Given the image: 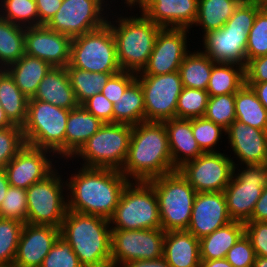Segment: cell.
I'll return each mask as SVG.
<instances>
[{
  "label": "cell",
  "instance_id": "cell-25",
  "mask_svg": "<svg viewBox=\"0 0 267 267\" xmlns=\"http://www.w3.org/2000/svg\"><path fill=\"white\" fill-rule=\"evenodd\" d=\"M163 258L170 267H200L199 239L187 230L165 232Z\"/></svg>",
  "mask_w": 267,
  "mask_h": 267
},
{
  "label": "cell",
  "instance_id": "cell-47",
  "mask_svg": "<svg viewBox=\"0 0 267 267\" xmlns=\"http://www.w3.org/2000/svg\"><path fill=\"white\" fill-rule=\"evenodd\" d=\"M256 254L245 233L229 249L225 259L233 267H253Z\"/></svg>",
  "mask_w": 267,
  "mask_h": 267
},
{
  "label": "cell",
  "instance_id": "cell-38",
  "mask_svg": "<svg viewBox=\"0 0 267 267\" xmlns=\"http://www.w3.org/2000/svg\"><path fill=\"white\" fill-rule=\"evenodd\" d=\"M0 17L25 28L39 26L35 0H0Z\"/></svg>",
  "mask_w": 267,
  "mask_h": 267
},
{
  "label": "cell",
  "instance_id": "cell-4",
  "mask_svg": "<svg viewBox=\"0 0 267 267\" xmlns=\"http://www.w3.org/2000/svg\"><path fill=\"white\" fill-rule=\"evenodd\" d=\"M262 8L256 2L243 0L221 29L202 35L203 49L200 51L216 63H233L246 67L248 33Z\"/></svg>",
  "mask_w": 267,
  "mask_h": 267
},
{
  "label": "cell",
  "instance_id": "cell-22",
  "mask_svg": "<svg viewBox=\"0 0 267 267\" xmlns=\"http://www.w3.org/2000/svg\"><path fill=\"white\" fill-rule=\"evenodd\" d=\"M232 222L223 192L197 193L193 203L188 232L201 239Z\"/></svg>",
  "mask_w": 267,
  "mask_h": 267
},
{
  "label": "cell",
  "instance_id": "cell-61",
  "mask_svg": "<svg viewBox=\"0 0 267 267\" xmlns=\"http://www.w3.org/2000/svg\"><path fill=\"white\" fill-rule=\"evenodd\" d=\"M121 1H124L125 4L126 2H131L132 0H121Z\"/></svg>",
  "mask_w": 267,
  "mask_h": 267
},
{
  "label": "cell",
  "instance_id": "cell-10",
  "mask_svg": "<svg viewBox=\"0 0 267 267\" xmlns=\"http://www.w3.org/2000/svg\"><path fill=\"white\" fill-rule=\"evenodd\" d=\"M66 67L98 73H118L116 42L110 26L72 38L70 62Z\"/></svg>",
  "mask_w": 267,
  "mask_h": 267
},
{
  "label": "cell",
  "instance_id": "cell-29",
  "mask_svg": "<svg viewBox=\"0 0 267 267\" xmlns=\"http://www.w3.org/2000/svg\"><path fill=\"white\" fill-rule=\"evenodd\" d=\"M244 234V223L232 221L199 239L200 259H224L229 249Z\"/></svg>",
  "mask_w": 267,
  "mask_h": 267
},
{
  "label": "cell",
  "instance_id": "cell-43",
  "mask_svg": "<svg viewBox=\"0 0 267 267\" xmlns=\"http://www.w3.org/2000/svg\"><path fill=\"white\" fill-rule=\"evenodd\" d=\"M246 55L247 63L251 59L267 55V7H263L257 13L248 33Z\"/></svg>",
  "mask_w": 267,
  "mask_h": 267
},
{
  "label": "cell",
  "instance_id": "cell-27",
  "mask_svg": "<svg viewBox=\"0 0 267 267\" xmlns=\"http://www.w3.org/2000/svg\"><path fill=\"white\" fill-rule=\"evenodd\" d=\"M82 105L70 110L65 131V160L69 161L103 125Z\"/></svg>",
  "mask_w": 267,
  "mask_h": 267
},
{
  "label": "cell",
  "instance_id": "cell-35",
  "mask_svg": "<svg viewBox=\"0 0 267 267\" xmlns=\"http://www.w3.org/2000/svg\"><path fill=\"white\" fill-rule=\"evenodd\" d=\"M235 114L236 120L267 131V109L246 83L235 93Z\"/></svg>",
  "mask_w": 267,
  "mask_h": 267
},
{
  "label": "cell",
  "instance_id": "cell-19",
  "mask_svg": "<svg viewBox=\"0 0 267 267\" xmlns=\"http://www.w3.org/2000/svg\"><path fill=\"white\" fill-rule=\"evenodd\" d=\"M125 6L131 11L139 7L140 12L161 28L190 29L198 14V0H132Z\"/></svg>",
  "mask_w": 267,
  "mask_h": 267
},
{
  "label": "cell",
  "instance_id": "cell-53",
  "mask_svg": "<svg viewBox=\"0 0 267 267\" xmlns=\"http://www.w3.org/2000/svg\"><path fill=\"white\" fill-rule=\"evenodd\" d=\"M249 221H267V186L263 188Z\"/></svg>",
  "mask_w": 267,
  "mask_h": 267
},
{
  "label": "cell",
  "instance_id": "cell-2",
  "mask_svg": "<svg viewBox=\"0 0 267 267\" xmlns=\"http://www.w3.org/2000/svg\"><path fill=\"white\" fill-rule=\"evenodd\" d=\"M174 171L164 122L145 121L132 126L128 154L120 172L129 181L149 182Z\"/></svg>",
  "mask_w": 267,
  "mask_h": 267
},
{
  "label": "cell",
  "instance_id": "cell-36",
  "mask_svg": "<svg viewBox=\"0 0 267 267\" xmlns=\"http://www.w3.org/2000/svg\"><path fill=\"white\" fill-rule=\"evenodd\" d=\"M25 54V27L0 17V69L18 61Z\"/></svg>",
  "mask_w": 267,
  "mask_h": 267
},
{
  "label": "cell",
  "instance_id": "cell-41",
  "mask_svg": "<svg viewBox=\"0 0 267 267\" xmlns=\"http://www.w3.org/2000/svg\"><path fill=\"white\" fill-rule=\"evenodd\" d=\"M191 125L193 136L204 153L220 152L216 145L222 142L221 137L226 135V129L204 117L192 118Z\"/></svg>",
  "mask_w": 267,
  "mask_h": 267
},
{
  "label": "cell",
  "instance_id": "cell-31",
  "mask_svg": "<svg viewBox=\"0 0 267 267\" xmlns=\"http://www.w3.org/2000/svg\"><path fill=\"white\" fill-rule=\"evenodd\" d=\"M28 102L29 99L16 86L11 75L5 69H0V103L13 125H24Z\"/></svg>",
  "mask_w": 267,
  "mask_h": 267
},
{
  "label": "cell",
  "instance_id": "cell-37",
  "mask_svg": "<svg viewBox=\"0 0 267 267\" xmlns=\"http://www.w3.org/2000/svg\"><path fill=\"white\" fill-rule=\"evenodd\" d=\"M71 87L79 105H82L90 97L101 93L103 86L115 73H98L84 71L75 67H66Z\"/></svg>",
  "mask_w": 267,
  "mask_h": 267
},
{
  "label": "cell",
  "instance_id": "cell-59",
  "mask_svg": "<svg viewBox=\"0 0 267 267\" xmlns=\"http://www.w3.org/2000/svg\"><path fill=\"white\" fill-rule=\"evenodd\" d=\"M253 267H267V257L256 256Z\"/></svg>",
  "mask_w": 267,
  "mask_h": 267
},
{
  "label": "cell",
  "instance_id": "cell-16",
  "mask_svg": "<svg viewBox=\"0 0 267 267\" xmlns=\"http://www.w3.org/2000/svg\"><path fill=\"white\" fill-rule=\"evenodd\" d=\"M178 171L197 193L223 192L233 176L234 163L225 153L207 152L185 163Z\"/></svg>",
  "mask_w": 267,
  "mask_h": 267
},
{
  "label": "cell",
  "instance_id": "cell-60",
  "mask_svg": "<svg viewBox=\"0 0 267 267\" xmlns=\"http://www.w3.org/2000/svg\"><path fill=\"white\" fill-rule=\"evenodd\" d=\"M250 1L256 2L260 6L267 7V0H250Z\"/></svg>",
  "mask_w": 267,
  "mask_h": 267
},
{
  "label": "cell",
  "instance_id": "cell-11",
  "mask_svg": "<svg viewBox=\"0 0 267 267\" xmlns=\"http://www.w3.org/2000/svg\"><path fill=\"white\" fill-rule=\"evenodd\" d=\"M64 181L55 168L43 180L26 189L27 223L61 227L68 211L67 182Z\"/></svg>",
  "mask_w": 267,
  "mask_h": 267
},
{
  "label": "cell",
  "instance_id": "cell-17",
  "mask_svg": "<svg viewBox=\"0 0 267 267\" xmlns=\"http://www.w3.org/2000/svg\"><path fill=\"white\" fill-rule=\"evenodd\" d=\"M190 29L161 28L148 63L136 75H162L179 70L188 50Z\"/></svg>",
  "mask_w": 267,
  "mask_h": 267
},
{
  "label": "cell",
  "instance_id": "cell-42",
  "mask_svg": "<svg viewBox=\"0 0 267 267\" xmlns=\"http://www.w3.org/2000/svg\"><path fill=\"white\" fill-rule=\"evenodd\" d=\"M203 117L227 129L236 120L235 94L209 97Z\"/></svg>",
  "mask_w": 267,
  "mask_h": 267
},
{
  "label": "cell",
  "instance_id": "cell-24",
  "mask_svg": "<svg viewBox=\"0 0 267 267\" xmlns=\"http://www.w3.org/2000/svg\"><path fill=\"white\" fill-rule=\"evenodd\" d=\"M164 125L175 170L204 153L193 136L191 119L175 117L164 121Z\"/></svg>",
  "mask_w": 267,
  "mask_h": 267
},
{
  "label": "cell",
  "instance_id": "cell-6",
  "mask_svg": "<svg viewBox=\"0 0 267 267\" xmlns=\"http://www.w3.org/2000/svg\"><path fill=\"white\" fill-rule=\"evenodd\" d=\"M70 110L29 99L27 117L22 126L26 144L52 151L65 160V131ZM59 156V157H58Z\"/></svg>",
  "mask_w": 267,
  "mask_h": 267
},
{
  "label": "cell",
  "instance_id": "cell-46",
  "mask_svg": "<svg viewBox=\"0 0 267 267\" xmlns=\"http://www.w3.org/2000/svg\"><path fill=\"white\" fill-rule=\"evenodd\" d=\"M41 267H83L71 245L59 236L45 256Z\"/></svg>",
  "mask_w": 267,
  "mask_h": 267
},
{
  "label": "cell",
  "instance_id": "cell-18",
  "mask_svg": "<svg viewBox=\"0 0 267 267\" xmlns=\"http://www.w3.org/2000/svg\"><path fill=\"white\" fill-rule=\"evenodd\" d=\"M53 156L50 150L26 144L4 168L10 186L28 189L43 180L56 168Z\"/></svg>",
  "mask_w": 267,
  "mask_h": 267
},
{
  "label": "cell",
  "instance_id": "cell-39",
  "mask_svg": "<svg viewBox=\"0 0 267 267\" xmlns=\"http://www.w3.org/2000/svg\"><path fill=\"white\" fill-rule=\"evenodd\" d=\"M25 223L0 217V267H12Z\"/></svg>",
  "mask_w": 267,
  "mask_h": 267
},
{
  "label": "cell",
  "instance_id": "cell-23",
  "mask_svg": "<svg viewBox=\"0 0 267 267\" xmlns=\"http://www.w3.org/2000/svg\"><path fill=\"white\" fill-rule=\"evenodd\" d=\"M60 236V228L25 223L12 267H41L45 256Z\"/></svg>",
  "mask_w": 267,
  "mask_h": 267
},
{
  "label": "cell",
  "instance_id": "cell-12",
  "mask_svg": "<svg viewBox=\"0 0 267 267\" xmlns=\"http://www.w3.org/2000/svg\"><path fill=\"white\" fill-rule=\"evenodd\" d=\"M243 166L234 165L233 176L223 193L231 220L245 224L250 220L263 188L267 186V164Z\"/></svg>",
  "mask_w": 267,
  "mask_h": 267
},
{
  "label": "cell",
  "instance_id": "cell-34",
  "mask_svg": "<svg viewBox=\"0 0 267 267\" xmlns=\"http://www.w3.org/2000/svg\"><path fill=\"white\" fill-rule=\"evenodd\" d=\"M216 62L200 49L189 52L179 67L183 87L207 90V85Z\"/></svg>",
  "mask_w": 267,
  "mask_h": 267
},
{
  "label": "cell",
  "instance_id": "cell-58",
  "mask_svg": "<svg viewBox=\"0 0 267 267\" xmlns=\"http://www.w3.org/2000/svg\"><path fill=\"white\" fill-rule=\"evenodd\" d=\"M9 126H13V124L7 118L5 111L3 110L2 105L0 103V128H6Z\"/></svg>",
  "mask_w": 267,
  "mask_h": 267
},
{
  "label": "cell",
  "instance_id": "cell-9",
  "mask_svg": "<svg viewBox=\"0 0 267 267\" xmlns=\"http://www.w3.org/2000/svg\"><path fill=\"white\" fill-rule=\"evenodd\" d=\"M132 126L119 123H104L72 157L81 158L80 164L90 168L121 170L126 160Z\"/></svg>",
  "mask_w": 267,
  "mask_h": 267
},
{
  "label": "cell",
  "instance_id": "cell-7",
  "mask_svg": "<svg viewBox=\"0 0 267 267\" xmlns=\"http://www.w3.org/2000/svg\"><path fill=\"white\" fill-rule=\"evenodd\" d=\"M111 229L143 230L162 228L158 198L150 182L129 181L113 216Z\"/></svg>",
  "mask_w": 267,
  "mask_h": 267
},
{
  "label": "cell",
  "instance_id": "cell-55",
  "mask_svg": "<svg viewBox=\"0 0 267 267\" xmlns=\"http://www.w3.org/2000/svg\"><path fill=\"white\" fill-rule=\"evenodd\" d=\"M256 93L262 105L267 109V82L263 83H246Z\"/></svg>",
  "mask_w": 267,
  "mask_h": 267
},
{
  "label": "cell",
  "instance_id": "cell-48",
  "mask_svg": "<svg viewBox=\"0 0 267 267\" xmlns=\"http://www.w3.org/2000/svg\"><path fill=\"white\" fill-rule=\"evenodd\" d=\"M136 79V73L121 70L113 74L103 86L101 93L113 104L122 96L126 88Z\"/></svg>",
  "mask_w": 267,
  "mask_h": 267
},
{
  "label": "cell",
  "instance_id": "cell-20",
  "mask_svg": "<svg viewBox=\"0 0 267 267\" xmlns=\"http://www.w3.org/2000/svg\"><path fill=\"white\" fill-rule=\"evenodd\" d=\"M71 42V37L46 25L25 28V54L48 62L52 67L69 64Z\"/></svg>",
  "mask_w": 267,
  "mask_h": 267
},
{
  "label": "cell",
  "instance_id": "cell-5",
  "mask_svg": "<svg viewBox=\"0 0 267 267\" xmlns=\"http://www.w3.org/2000/svg\"><path fill=\"white\" fill-rule=\"evenodd\" d=\"M134 16L108 17L116 42L117 60L124 71L139 73L148 63L161 27L149 20L142 12ZM120 16V17H119ZM114 18L115 19L114 21ZM113 19V20H112ZM112 20V21H111Z\"/></svg>",
  "mask_w": 267,
  "mask_h": 267
},
{
  "label": "cell",
  "instance_id": "cell-28",
  "mask_svg": "<svg viewBox=\"0 0 267 267\" xmlns=\"http://www.w3.org/2000/svg\"><path fill=\"white\" fill-rule=\"evenodd\" d=\"M52 66L39 58L24 54L5 70L11 75L16 86L28 98L34 97L40 82Z\"/></svg>",
  "mask_w": 267,
  "mask_h": 267
},
{
  "label": "cell",
  "instance_id": "cell-14",
  "mask_svg": "<svg viewBox=\"0 0 267 267\" xmlns=\"http://www.w3.org/2000/svg\"><path fill=\"white\" fill-rule=\"evenodd\" d=\"M144 94L145 121L164 122L176 117L183 85L178 71L162 75H136Z\"/></svg>",
  "mask_w": 267,
  "mask_h": 267
},
{
  "label": "cell",
  "instance_id": "cell-32",
  "mask_svg": "<svg viewBox=\"0 0 267 267\" xmlns=\"http://www.w3.org/2000/svg\"><path fill=\"white\" fill-rule=\"evenodd\" d=\"M243 0H198V14L193 26L205 34L221 29Z\"/></svg>",
  "mask_w": 267,
  "mask_h": 267
},
{
  "label": "cell",
  "instance_id": "cell-52",
  "mask_svg": "<svg viewBox=\"0 0 267 267\" xmlns=\"http://www.w3.org/2000/svg\"><path fill=\"white\" fill-rule=\"evenodd\" d=\"M39 25H46L61 7L63 0H35Z\"/></svg>",
  "mask_w": 267,
  "mask_h": 267
},
{
  "label": "cell",
  "instance_id": "cell-51",
  "mask_svg": "<svg viewBox=\"0 0 267 267\" xmlns=\"http://www.w3.org/2000/svg\"><path fill=\"white\" fill-rule=\"evenodd\" d=\"M267 82V55L251 59L245 67V83Z\"/></svg>",
  "mask_w": 267,
  "mask_h": 267
},
{
  "label": "cell",
  "instance_id": "cell-13",
  "mask_svg": "<svg viewBox=\"0 0 267 267\" xmlns=\"http://www.w3.org/2000/svg\"><path fill=\"white\" fill-rule=\"evenodd\" d=\"M107 1L63 0L61 7L46 26L71 38L81 36L107 23L109 15L111 16L107 13L111 10Z\"/></svg>",
  "mask_w": 267,
  "mask_h": 267
},
{
  "label": "cell",
  "instance_id": "cell-40",
  "mask_svg": "<svg viewBox=\"0 0 267 267\" xmlns=\"http://www.w3.org/2000/svg\"><path fill=\"white\" fill-rule=\"evenodd\" d=\"M209 100L206 90L183 87L177 100L176 118L203 117Z\"/></svg>",
  "mask_w": 267,
  "mask_h": 267
},
{
  "label": "cell",
  "instance_id": "cell-8",
  "mask_svg": "<svg viewBox=\"0 0 267 267\" xmlns=\"http://www.w3.org/2000/svg\"><path fill=\"white\" fill-rule=\"evenodd\" d=\"M158 198L162 229L187 230L197 192L176 170L149 181Z\"/></svg>",
  "mask_w": 267,
  "mask_h": 267
},
{
  "label": "cell",
  "instance_id": "cell-3",
  "mask_svg": "<svg viewBox=\"0 0 267 267\" xmlns=\"http://www.w3.org/2000/svg\"><path fill=\"white\" fill-rule=\"evenodd\" d=\"M60 236L71 245L83 267H112L109 219L68 210Z\"/></svg>",
  "mask_w": 267,
  "mask_h": 267
},
{
  "label": "cell",
  "instance_id": "cell-26",
  "mask_svg": "<svg viewBox=\"0 0 267 267\" xmlns=\"http://www.w3.org/2000/svg\"><path fill=\"white\" fill-rule=\"evenodd\" d=\"M33 98L69 110L79 105L66 67H52L40 82Z\"/></svg>",
  "mask_w": 267,
  "mask_h": 267
},
{
  "label": "cell",
  "instance_id": "cell-30",
  "mask_svg": "<svg viewBox=\"0 0 267 267\" xmlns=\"http://www.w3.org/2000/svg\"><path fill=\"white\" fill-rule=\"evenodd\" d=\"M145 122L144 94L135 79L113 106V123L137 125Z\"/></svg>",
  "mask_w": 267,
  "mask_h": 267
},
{
  "label": "cell",
  "instance_id": "cell-21",
  "mask_svg": "<svg viewBox=\"0 0 267 267\" xmlns=\"http://www.w3.org/2000/svg\"><path fill=\"white\" fill-rule=\"evenodd\" d=\"M228 143L232 148L234 165L267 164V131L234 120L226 129ZM233 159L238 160L235 163Z\"/></svg>",
  "mask_w": 267,
  "mask_h": 267
},
{
  "label": "cell",
  "instance_id": "cell-45",
  "mask_svg": "<svg viewBox=\"0 0 267 267\" xmlns=\"http://www.w3.org/2000/svg\"><path fill=\"white\" fill-rule=\"evenodd\" d=\"M25 145L22 127L0 128V169H4Z\"/></svg>",
  "mask_w": 267,
  "mask_h": 267
},
{
  "label": "cell",
  "instance_id": "cell-15",
  "mask_svg": "<svg viewBox=\"0 0 267 267\" xmlns=\"http://www.w3.org/2000/svg\"><path fill=\"white\" fill-rule=\"evenodd\" d=\"M165 231L162 228L143 230L111 229L112 267L130 261L163 257Z\"/></svg>",
  "mask_w": 267,
  "mask_h": 267
},
{
  "label": "cell",
  "instance_id": "cell-57",
  "mask_svg": "<svg viewBox=\"0 0 267 267\" xmlns=\"http://www.w3.org/2000/svg\"><path fill=\"white\" fill-rule=\"evenodd\" d=\"M200 267H233L225 258L215 260H201Z\"/></svg>",
  "mask_w": 267,
  "mask_h": 267
},
{
  "label": "cell",
  "instance_id": "cell-1",
  "mask_svg": "<svg viewBox=\"0 0 267 267\" xmlns=\"http://www.w3.org/2000/svg\"><path fill=\"white\" fill-rule=\"evenodd\" d=\"M67 182L68 210L110 219L129 180L120 170L80 167ZM69 193V194H68Z\"/></svg>",
  "mask_w": 267,
  "mask_h": 267
},
{
  "label": "cell",
  "instance_id": "cell-44",
  "mask_svg": "<svg viewBox=\"0 0 267 267\" xmlns=\"http://www.w3.org/2000/svg\"><path fill=\"white\" fill-rule=\"evenodd\" d=\"M27 191L10 186L0 204V217L27 223Z\"/></svg>",
  "mask_w": 267,
  "mask_h": 267
},
{
  "label": "cell",
  "instance_id": "cell-54",
  "mask_svg": "<svg viewBox=\"0 0 267 267\" xmlns=\"http://www.w3.org/2000/svg\"><path fill=\"white\" fill-rule=\"evenodd\" d=\"M122 267H170L167 261L163 258L151 259V260H136L130 261Z\"/></svg>",
  "mask_w": 267,
  "mask_h": 267
},
{
  "label": "cell",
  "instance_id": "cell-56",
  "mask_svg": "<svg viewBox=\"0 0 267 267\" xmlns=\"http://www.w3.org/2000/svg\"><path fill=\"white\" fill-rule=\"evenodd\" d=\"M10 184L8 182L7 173L5 169H0V204L4 199Z\"/></svg>",
  "mask_w": 267,
  "mask_h": 267
},
{
  "label": "cell",
  "instance_id": "cell-50",
  "mask_svg": "<svg viewBox=\"0 0 267 267\" xmlns=\"http://www.w3.org/2000/svg\"><path fill=\"white\" fill-rule=\"evenodd\" d=\"M82 106L103 123H113V106L102 93L86 100Z\"/></svg>",
  "mask_w": 267,
  "mask_h": 267
},
{
  "label": "cell",
  "instance_id": "cell-49",
  "mask_svg": "<svg viewBox=\"0 0 267 267\" xmlns=\"http://www.w3.org/2000/svg\"><path fill=\"white\" fill-rule=\"evenodd\" d=\"M244 233L249 238L256 256L267 257V221H248Z\"/></svg>",
  "mask_w": 267,
  "mask_h": 267
},
{
  "label": "cell",
  "instance_id": "cell-33",
  "mask_svg": "<svg viewBox=\"0 0 267 267\" xmlns=\"http://www.w3.org/2000/svg\"><path fill=\"white\" fill-rule=\"evenodd\" d=\"M244 84V66L233 63H215L206 91L209 97L235 94Z\"/></svg>",
  "mask_w": 267,
  "mask_h": 267
}]
</instances>
